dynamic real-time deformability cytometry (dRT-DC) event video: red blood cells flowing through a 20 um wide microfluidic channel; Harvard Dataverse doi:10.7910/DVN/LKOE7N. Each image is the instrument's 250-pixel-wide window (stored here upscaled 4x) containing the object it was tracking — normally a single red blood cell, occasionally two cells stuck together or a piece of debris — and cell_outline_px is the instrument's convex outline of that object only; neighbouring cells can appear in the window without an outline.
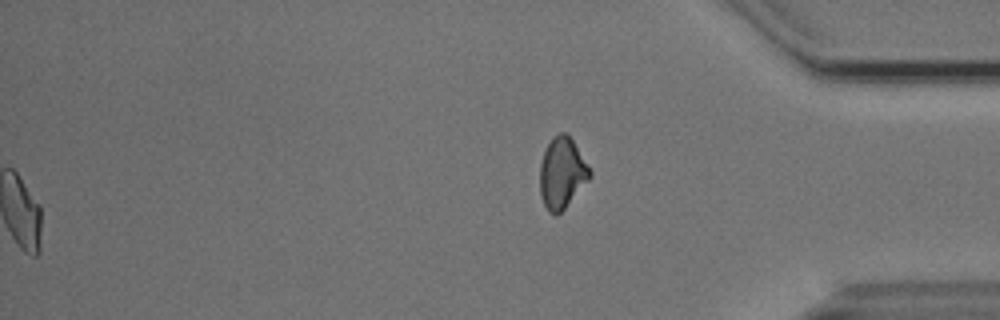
{"species": "Egyptian fruit bat (a non-hibernating species)", "species_latin": "Rousettus aegyptiacus", "temperature_condition": "cold", "stored_images_in_passage": 52, "segment_of_instrument_passage": [2, 2], "camera_frame_rate_fps": 3000, "um_per_image_px": 0.085, "animal": {"sex": "male"}, "frame": {"image": 1, "passage_image": 52, "time_ms": 17.0, "image_size_px": [1000, 320], "cell_outline_px": [[592, 176], [564, 208], [556, 216], [548, 212], [544, 204], [540, 192], [540, 164], [544, 152], [552, 136], [560, 132], [568, 132], [592, 172]], "centroid_in_image_um": [47.77, 14.68], "position_along_channel_um": 387.4, "area_um2": 20.58}}